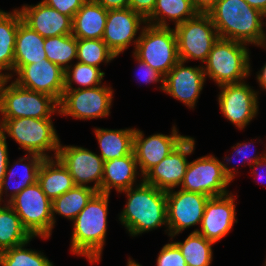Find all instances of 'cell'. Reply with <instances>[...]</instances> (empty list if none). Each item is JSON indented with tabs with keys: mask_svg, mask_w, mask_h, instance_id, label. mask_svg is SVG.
Masks as SVG:
<instances>
[{
	"mask_svg": "<svg viewBox=\"0 0 266 266\" xmlns=\"http://www.w3.org/2000/svg\"><path fill=\"white\" fill-rule=\"evenodd\" d=\"M231 194L210 197L206 203L201 221L200 233L207 240L216 243L231 230L235 221V204Z\"/></svg>",
	"mask_w": 266,
	"mask_h": 266,
	"instance_id": "19",
	"label": "cell"
},
{
	"mask_svg": "<svg viewBox=\"0 0 266 266\" xmlns=\"http://www.w3.org/2000/svg\"><path fill=\"white\" fill-rule=\"evenodd\" d=\"M19 12L22 21L43 38L72 34L73 19L43 2L24 5Z\"/></svg>",
	"mask_w": 266,
	"mask_h": 266,
	"instance_id": "21",
	"label": "cell"
},
{
	"mask_svg": "<svg viewBox=\"0 0 266 266\" xmlns=\"http://www.w3.org/2000/svg\"><path fill=\"white\" fill-rule=\"evenodd\" d=\"M96 193L97 191L90 186H74L52 200L53 223L55 224V213L74 220Z\"/></svg>",
	"mask_w": 266,
	"mask_h": 266,
	"instance_id": "30",
	"label": "cell"
},
{
	"mask_svg": "<svg viewBox=\"0 0 266 266\" xmlns=\"http://www.w3.org/2000/svg\"><path fill=\"white\" fill-rule=\"evenodd\" d=\"M155 4L156 0H130L129 8L146 19L153 12Z\"/></svg>",
	"mask_w": 266,
	"mask_h": 266,
	"instance_id": "40",
	"label": "cell"
},
{
	"mask_svg": "<svg viewBox=\"0 0 266 266\" xmlns=\"http://www.w3.org/2000/svg\"><path fill=\"white\" fill-rule=\"evenodd\" d=\"M31 159L29 157L26 158H21L19 159L20 161H18L19 163L22 162L23 160H26L28 158V160H30L29 164H21L22 166V170H23V175L21 177V180H19V182L17 184H15V186H9L7 182L11 181V179L7 180V175L9 174V178L15 176L17 174V170L16 169H10L9 167H7L6 173H5V177L3 178L1 185H0V201H1V197L3 195V189H5L6 193L7 190L11 187L13 192L10 195V199L7 201V203L14 198L18 193H20L23 189H25L26 187L34 184L37 182L38 180V173H39V169L41 167V164L44 160L43 157H41L40 155H36V154H30ZM21 170V169H20ZM9 171V173H8ZM19 171V170H18ZM11 176V177H10ZM14 183V182H13Z\"/></svg>",
	"mask_w": 266,
	"mask_h": 266,
	"instance_id": "33",
	"label": "cell"
},
{
	"mask_svg": "<svg viewBox=\"0 0 266 266\" xmlns=\"http://www.w3.org/2000/svg\"><path fill=\"white\" fill-rule=\"evenodd\" d=\"M248 163H250L249 165H250V167L253 169L254 168V166L253 165H251L252 163L256 166V167H259V166H261L262 167V164L264 163V166L266 165V153L264 154V155H261V156H259V157H257V155L254 157L253 156V158L251 157L250 158V162H248Z\"/></svg>",
	"mask_w": 266,
	"mask_h": 266,
	"instance_id": "45",
	"label": "cell"
},
{
	"mask_svg": "<svg viewBox=\"0 0 266 266\" xmlns=\"http://www.w3.org/2000/svg\"><path fill=\"white\" fill-rule=\"evenodd\" d=\"M180 249L187 266H210L213 242L198 232H192L184 243L174 242Z\"/></svg>",
	"mask_w": 266,
	"mask_h": 266,
	"instance_id": "31",
	"label": "cell"
},
{
	"mask_svg": "<svg viewBox=\"0 0 266 266\" xmlns=\"http://www.w3.org/2000/svg\"><path fill=\"white\" fill-rule=\"evenodd\" d=\"M146 19L131 8L109 10L102 40L116 57L128 48Z\"/></svg>",
	"mask_w": 266,
	"mask_h": 266,
	"instance_id": "18",
	"label": "cell"
},
{
	"mask_svg": "<svg viewBox=\"0 0 266 266\" xmlns=\"http://www.w3.org/2000/svg\"><path fill=\"white\" fill-rule=\"evenodd\" d=\"M44 42L45 38L21 21L16 35L13 70L16 72L23 65L46 60Z\"/></svg>",
	"mask_w": 266,
	"mask_h": 266,
	"instance_id": "25",
	"label": "cell"
},
{
	"mask_svg": "<svg viewBox=\"0 0 266 266\" xmlns=\"http://www.w3.org/2000/svg\"><path fill=\"white\" fill-rule=\"evenodd\" d=\"M109 194L97 192L75 217L71 251L100 261L106 237Z\"/></svg>",
	"mask_w": 266,
	"mask_h": 266,
	"instance_id": "3",
	"label": "cell"
},
{
	"mask_svg": "<svg viewBox=\"0 0 266 266\" xmlns=\"http://www.w3.org/2000/svg\"><path fill=\"white\" fill-rule=\"evenodd\" d=\"M237 147H235L234 149H236V150H234V152H237L236 153V155H240V154H242V162H243V160H247V159H249L248 158V156H247V149L248 148H250V145H247V144H239V143H237V145H236ZM243 147V149H241ZM241 149V150H240ZM245 158V159H244Z\"/></svg>",
	"mask_w": 266,
	"mask_h": 266,
	"instance_id": "46",
	"label": "cell"
},
{
	"mask_svg": "<svg viewBox=\"0 0 266 266\" xmlns=\"http://www.w3.org/2000/svg\"><path fill=\"white\" fill-rule=\"evenodd\" d=\"M107 13L95 0H87L74 15L72 35L77 39H102Z\"/></svg>",
	"mask_w": 266,
	"mask_h": 266,
	"instance_id": "22",
	"label": "cell"
},
{
	"mask_svg": "<svg viewBox=\"0 0 266 266\" xmlns=\"http://www.w3.org/2000/svg\"><path fill=\"white\" fill-rule=\"evenodd\" d=\"M133 42L134 56L165 76L180 60L174 29L147 24Z\"/></svg>",
	"mask_w": 266,
	"mask_h": 266,
	"instance_id": "7",
	"label": "cell"
},
{
	"mask_svg": "<svg viewBox=\"0 0 266 266\" xmlns=\"http://www.w3.org/2000/svg\"><path fill=\"white\" fill-rule=\"evenodd\" d=\"M135 129H95L103 161L122 158L133 153Z\"/></svg>",
	"mask_w": 266,
	"mask_h": 266,
	"instance_id": "26",
	"label": "cell"
},
{
	"mask_svg": "<svg viewBox=\"0 0 266 266\" xmlns=\"http://www.w3.org/2000/svg\"><path fill=\"white\" fill-rule=\"evenodd\" d=\"M127 266H141V265L136 263L135 261H132L131 259H129Z\"/></svg>",
	"mask_w": 266,
	"mask_h": 266,
	"instance_id": "48",
	"label": "cell"
},
{
	"mask_svg": "<svg viewBox=\"0 0 266 266\" xmlns=\"http://www.w3.org/2000/svg\"><path fill=\"white\" fill-rule=\"evenodd\" d=\"M199 12L191 0H156L153 12L146 18V23L150 21V25L168 27L165 19L168 17L178 25L195 17ZM153 20L155 22H152Z\"/></svg>",
	"mask_w": 266,
	"mask_h": 266,
	"instance_id": "28",
	"label": "cell"
},
{
	"mask_svg": "<svg viewBox=\"0 0 266 266\" xmlns=\"http://www.w3.org/2000/svg\"><path fill=\"white\" fill-rule=\"evenodd\" d=\"M72 65L64 73V90H72V81L83 88H92L101 84L105 73L100 68L77 62L71 71Z\"/></svg>",
	"mask_w": 266,
	"mask_h": 266,
	"instance_id": "36",
	"label": "cell"
},
{
	"mask_svg": "<svg viewBox=\"0 0 266 266\" xmlns=\"http://www.w3.org/2000/svg\"><path fill=\"white\" fill-rule=\"evenodd\" d=\"M45 158L38 173V184L45 195L52 201L72 189L75 184L66 166L58 157Z\"/></svg>",
	"mask_w": 266,
	"mask_h": 266,
	"instance_id": "24",
	"label": "cell"
},
{
	"mask_svg": "<svg viewBox=\"0 0 266 266\" xmlns=\"http://www.w3.org/2000/svg\"><path fill=\"white\" fill-rule=\"evenodd\" d=\"M116 55L102 39H77L78 62L99 68L101 62L108 63Z\"/></svg>",
	"mask_w": 266,
	"mask_h": 266,
	"instance_id": "34",
	"label": "cell"
},
{
	"mask_svg": "<svg viewBox=\"0 0 266 266\" xmlns=\"http://www.w3.org/2000/svg\"><path fill=\"white\" fill-rule=\"evenodd\" d=\"M22 21L19 9L13 13L0 10V76L12 77L11 74H3L2 70H13L14 49L18 25Z\"/></svg>",
	"mask_w": 266,
	"mask_h": 266,
	"instance_id": "27",
	"label": "cell"
},
{
	"mask_svg": "<svg viewBox=\"0 0 266 266\" xmlns=\"http://www.w3.org/2000/svg\"><path fill=\"white\" fill-rule=\"evenodd\" d=\"M44 49L47 59L66 71V65L77 58V38L72 34L45 38Z\"/></svg>",
	"mask_w": 266,
	"mask_h": 266,
	"instance_id": "32",
	"label": "cell"
},
{
	"mask_svg": "<svg viewBox=\"0 0 266 266\" xmlns=\"http://www.w3.org/2000/svg\"><path fill=\"white\" fill-rule=\"evenodd\" d=\"M121 192L127 193L128 202L119 219L131 235L167 225L166 191L143 181Z\"/></svg>",
	"mask_w": 266,
	"mask_h": 266,
	"instance_id": "2",
	"label": "cell"
},
{
	"mask_svg": "<svg viewBox=\"0 0 266 266\" xmlns=\"http://www.w3.org/2000/svg\"><path fill=\"white\" fill-rule=\"evenodd\" d=\"M86 1L87 0H43L42 2L73 19L76 12Z\"/></svg>",
	"mask_w": 266,
	"mask_h": 266,
	"instance_id": "38",
	"label": "cell"
},
{
	"mask_svg": "<svg viewBox=\"0 0 266 266\" xmlns=\"http://www.w3.org/2000/svg\"><path fill=\"white\" fill-rule=\"evenodd\" d=\"M15 73L19 86L48 94L60 101L64 92V73L57 64L48 59L21 66Z\"/></svg>",
	"mask_w": 266,
	"mask_h": 266,
	"instance_id": "15",
	"label": "cell"
},
{
	"mask_svg": "<svg viewBox=\"0 0 266 266\" xmlns=\"http://www.w3.org/2000/svg\"><path fill=\"white\" fill-rule=\"evenodd\" d=\"M137 161L134 152L122 158H114L104 162L103 179L100 193L110 194L115 188L118 192L134 187Z\"/></svg>",
	"mask_w": 266,
	"mask_h": 266,
	"instance_id": "23",
	"label": "cell"
},
{
	"mask_svg": "<svg viewBox=\"0 0 266 266\" xmlns=\"http://www.w3.org/2000/svg\"><path fill=\"white\" fill-rule=\"evenodd\" d=\"M6 134L0 131V185L9 166Z\"/></svg>",
	"mask_w": 266,
	"mask_h": 266,
	"instance_id": "41",
	"label": "cell"
},
{
	"mask_svg": "<svg viewBox=\"0 0 266 266\" xmlns=\"http://www.w3.org/2000/svg\"><path fill=\"white\" fill-rule=\"evenodd\" d=\"M135 58L137 59L138 63L140 64L139 67L140 69L143 70V72L141 73V77L142 80H144L147 83H152V82H158L161 81L162 86L160 87V89L163 90L164 87V76L158 72L157 70H154L149 64H147L146 62L138 59L136 56ZM162 78V79H161Z\"/></svg>",
	"mask_w": 266,
	"mask_h": 266,
	"instance_id": "39",
	"label": "cell"
},
{
	"mask_svg": "<svg viewBox=\"0 0 266 266\" xmlns=\"http://www.w3.org/2000/svg\"><path fill=\"white\" fill-rule=\"evenodd\" d=\"M10 77L3 78L0 82V112L3 119L31 117L36 119L51 118L58 101L52 96L32 91L12 82L5 87Z\"/></svg>",
	"mask_w": 266,
	"mask_h": 266,
	"instance_id": "5",
	"label": "cell"
},
{
	"mask_svg": "<svg viewBox=\"0 0 266 266\" xmlns=\"http://www.w3.org/2000/svg\"><path fill=\"white\" fill-rule=\"evenodd\" d=\"M200 12H207L216 0H191Z\"/></svg>",
	"mask_w": 266,
	"mask_h": 266,
	"instance_id": "43",
	"label": "cell"
},
{
	"mask_svg": "<svg viewBox=\"0 0 266 266\" xmlns=\"http://www.w3.org/2000/svg\"><path fill=\"white\" fill-rule=\"evenodd\" d=\"M113 90L99 85L92 88L64 90L58 102V113L78 119H93L109 115Z\"/></svg>",
	"mask_w": 266,
	"mask_h": 266,
	"instance_id": "11",
	"label": "cell"
},
{
	"mask_svg": "<svg viewBox=\"0 0 266 266\" xmlns=\"http://www.w3.org/2000/svg\"><path fill=\"white\" fill-rule=\"evenodd\" d=\"M219 106L223 115L243 129L257 114V93L243 82L219 86Z\"/></svg>",
	"mask_w": 266,
	"mask_h": 266,
	"instance_id": "16",
	"label": "cell"
},
{
	"mask_svg": "<svg viewBox=\"0 0 266 266\" xmlns=\"http://www.w3.org/2000/svg\"><path fill=\"white\" fill-rule=\"evenodd\" d=\"M257 79L261 87L266 90V64L263 66L260 73L257 75Z\"/></svg>",
	"mask_w": 266,
	"mask_h": 266,
	"instance_id": "47",
	"label": "cell"
},
{
	"mask_svg": "<svg viewBox=\"0 0 266 266\" xmlns=\"http://www.w3.org/2000/svg\"><path fill=\"white\" fill-rule=\"evenodd\" d=\"M246 44L219 38L206 59L205 76L219 86L239 83L250 74L249 52Z\"/></svg>",
	"mask_w": 266,
	"mask_h": 266,
	"instance_id": "4",
	"label": "cell"
},
{
	"mask_svg": "<svg viewBox=\"0 0 266 266\" xmlns=\"http://www.w3.org/2000/svg\"><path fill=\"white\" fill-rule=\"evenodd\" d=\"M157 266H187V264L179 247L172 242L161 249L157 258Z\"/></svg>",
	"mask_w": 266,
	"mask_h": 266,
	"instance_id": "37",
	"label": "cell"
},
{
	"mask_svg": "<svg viewBox=\"0 0 266 266\" xmlns=\"http://www.w3.org/2000/svg\"><path fill=\"white\" fill-rule=\"evenodd\" d=\"M207 13L220 38L266 46V34L262 29L265 15L245 0H216Z\"/></svg>",
	"mask_w": 266,
	"mask_h": 266,
	"instance_id": "1",
	"label": "cell"
},
{
	"mask_svg": "<svg viewBox=\"0 0 266 266\" xmlns=\"http://www.w3.org/2000/svg\"><path fill=\"white\" fill-rule=\"evenodd\" d=\"M204 82L205 72L203 66L185 67L184 61H179L164 76L163 91L193 108Z\"/></svg>",
	"mask_w": 266,
	"mask_h": 266,
	"instance_id": "20",
	"label": "cell"
},
{
	"mask_svg": "<svg viewBox=\"0 0 266 266\" xmlns=\"http://www.w3.org/2000/svg\"><path fill=\"white\" fill-rule=\"evenodd\" d=\"M231 171L214 156H205L188 163L181 189L200 193L208 197L228 194L226 187L235 177Z\"/></svg>",
	"mask_w": 266,
	"mask_h": 266,
	"instance_id": "10",
	"label": "cell"
},
{
	"mask_svg": "<svg viewBox=\"0 0 266 266\" xmlns=\"http://www.w3.org/2000/svg\"><path fill=\"white\" fill-rule=\"evenodd\" d=\"M0 131L11 136L29 154L50 158L45 151L54 150L55 157L59 151V138L50 118L36 119L21 117L2 119Z\"/></svg>",
	"mask_w": 266,
	"mask_h": 266,
	"instance_id": "6",
	"label": "cell"
},
{
	"mask_svg": "<svg viewBox=\"0 0 266 266\" xmlns=\"http://www.w3.org/2000/svg\"><path fill=\"white\" fill-rule=\"evenodd\" d=\"M107 11L129 8L130 0H95Z\"/></svg>",
	"mask_w": 266,
	"mask_h": 266,
	"instance_id": "42",
	"label": "cell"
},
{
	"mask_svg": "<svg viewBox=\"0 0 266 266\" xmlns=\"http://www.w3.org/2000/svg\"><path fill=\"white\" fill-rule=\"evenodd\" d=\"M194 146V139L187 136L168 156L152 167L142 181L164 191L179 186L189 163L186 156L193 152Z\"/></svg>",
	"mask_w": 266,
	"mask_h": 266,
	"instance_id": "13",
	"label": "cell"
},
{
	"mask_svg": "<svg viewBox=\"0 0 266 266\" xmlns=\"http://www.w3.org/2000/svg\"><path fill=\"white\" fill-rule=\"evenodd\" d=\"M32 238L8 203L0 208V252L29 242Z\"/></svg>",
	"mask_w": 266,
	"mask_h": 266,
	"instance_id": "29",
	"label": "cell"
},
{
	"mask_svg": "<svg viewBox=\"0 0 266 266\" xmlns=\"http://www.w3.org/2000/svg\"><path fill=\"white\" fill-rule=\"evenodd\" d=\"M57 157L68 169L75 186H86V183L95 181L92 188L100 192L104 167L100 155L97 156L83 147L60 144Z\"/></svg>",
	"mask_w": 266,
	"mask_h": 266,
	"instance_id": "14",
	"label": "cell"
},
{
	"mask_svg": "<svg viewBox=\"0 0 266 266\" xmlns=\"http://www.w3.org/2000/svg\"><path fill=\"white\" fill-rule=\"evenodd\" d=\"M178 56L180 61H206L214 44L220 38L207 12H199L195 17L175 26Z\"/></svg>",
	"mask_w": 266,
	"mask_h": 266,
	"instance_id": "9",
	"label": "cell"
},
{
	"mask_svg": "<svg viewBox=\"0 0 266 266\" xmlns=\"http://www.w3.org/2000/svg\"><path fill=\"white\" fill-rule=\"evenodd\" d=\"M23 243L0 252L1 266H53L43 254L37 251L24 249L27 244Z\"/></svg>",
	"mask_w": 266,
	"mask_h": 266,
	"instance_id": "35",
	"label": "cell"
},
{
	"mask_svg": "<svg viewBox=\"0 0 266 266\" xmlns=\"http://www.w3.org/2000/svg\"><path fill=\"white\" fill-rule=\"evenodd\" d=\"M210 197L183 189L166 191L167 226L171 237L185 228L201 224L205 206Z\"/></svg>",
	"mask_w": 266,
	"mask_h": 266,
	"instance_id": "12",
	"label": "cell"
},
{
	"mask_svg": "<svg viewBox=\"0 0 266 266\" xmlns=\"http://www.w3.org/2000/svg\"><path fill=\"white\" fill-rule=\"evenodd\" d=\"M8 204L33 237L48 238L51 235L54 226L52 201L45 195L38 182L23 189Z\"/></svg>",
	"mask_w": 266,
	"mask_h": 266,
	"instance_id": "8",
	"label": "cell"
},
{
	"mask_svg": "<svg viewBox=\"0 0 266 266\" xmlns=\"http://www.w3.org/2000/svg\"><path fill=\"white\" fill-rule=\"evenodd\" d=\"M143 137L144 134L135 129L133 152L144 176L152 167L168 156L187 136L178 134L174 126L170 136L154 134L146 139Z\"/></svg>",
	"mask_w": 266,
	"mask_h": 266,
	"instance_id": "17",
	"label": "cell"
},
{
	"mask_svg": "<svg viewBox=\"0 0 266 266\" xmlns=\"http://www.w3.org/2000/svg\"><path fill=\"white\" fill-rule=\"evenodd\" d=\"M245 2L266 16V0H245Z\"/></svg>",
	"mask_w": 266,
	"mask_h": 266,
	"instance_id": "44",
	"label": "cell"
}]
</instances>
